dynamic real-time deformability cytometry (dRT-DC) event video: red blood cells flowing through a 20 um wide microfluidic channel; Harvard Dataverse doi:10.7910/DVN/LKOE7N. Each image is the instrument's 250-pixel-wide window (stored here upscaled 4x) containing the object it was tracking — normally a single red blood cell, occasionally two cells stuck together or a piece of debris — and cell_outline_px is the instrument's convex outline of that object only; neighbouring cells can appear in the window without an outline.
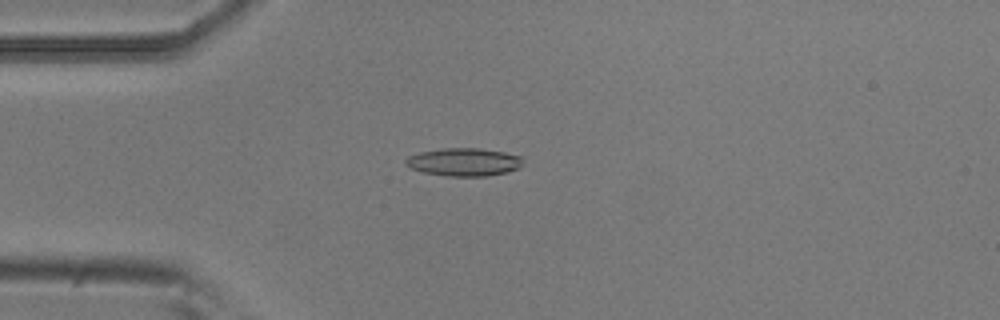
{"species": "common noctule bat (a hibernating species)", "species_latin": "Nyctalus noctula", "temperature_condition": "room temperature", "stored_images_in_passage": 54, "camera_frame_rate_fps": 3000, "um_per_image_px": 0.085, "animal": {"sex": "male", "body_mass_g": 20.5, "forearm_length_mm": 52.5}, "frame": {"image": 1, "passage_image": 14, "time_ms": 4.333, "image_size_px": [1000, 320], "cell_outline_px": [[524, 156], [520, 164], [516, 168], [508, 172], [488, 176], [444, 176], [424, 172], [412, 168], [404, 164], [404, 160], [408, 156], [420, 152], [440, 148], [480, 148], [504, 152]], "centroid_in_image_um": [39.42, 13.76], "position_along_channel_um": 45.6, "area_um2": 19.19}}
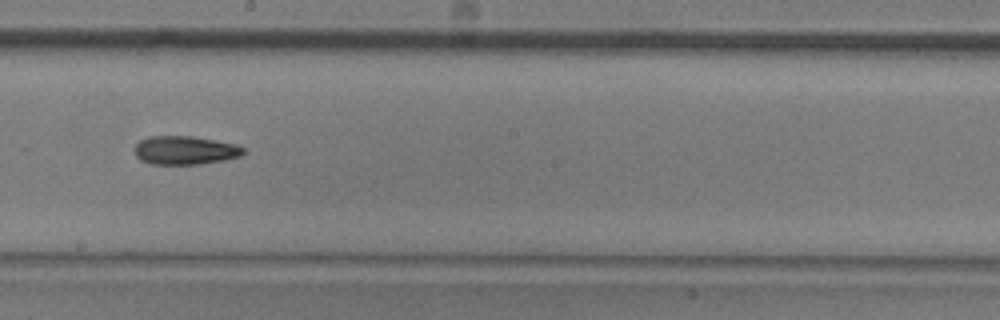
{"frame": {"image": 2, "passage_image": 30, "time_ms": 9.667, "image_size_px": [1000, 320], "cell_outline_px": [[244, 152], [240, 156], [224, 160], [200, 164], [148, 164], [140, 160], [136, 156], [132, 148], [140, 140], [148, 136], [192, 136], [216, 140], [236, 144], [244, 148]], "centroid_in_image_um": [15.68, 12.77], "position_along_channel_um": 232.5, "area_um2": 18.32}}
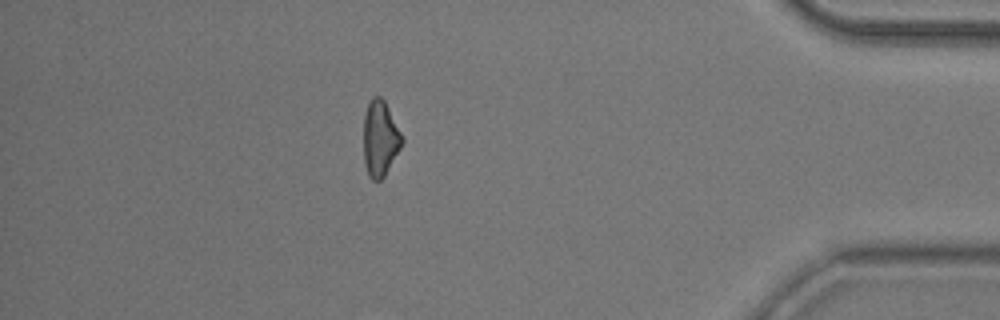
{"frame": {"image": 3, "passage_image": 47, "time_ms": 15.333, "image_size_px": [1000, 320], "cell_outline_px": [[404, 140], [400, 148], [384, 176], [380, 180], [372, 180], [368, 176], [364, 164], [364, 116], [368, 104], [372, 96], [380, 96], [384, 100]], "centroid_in_image_um": [32.29, 11.78], "position_along_channel_um": 402.9, "area_um2": 16.7}, "authors_computed_cell_mechanics": {"area_um2": 17.9469, "velocity_mm_per_s": 3.7779, "shape_relaxation_time_tau1_ms": 8.5558, "shape_relaxation_time_tau2_ms": null, "deformation_change_tau1": 0.1958, "deformation_change_tau2": null}}